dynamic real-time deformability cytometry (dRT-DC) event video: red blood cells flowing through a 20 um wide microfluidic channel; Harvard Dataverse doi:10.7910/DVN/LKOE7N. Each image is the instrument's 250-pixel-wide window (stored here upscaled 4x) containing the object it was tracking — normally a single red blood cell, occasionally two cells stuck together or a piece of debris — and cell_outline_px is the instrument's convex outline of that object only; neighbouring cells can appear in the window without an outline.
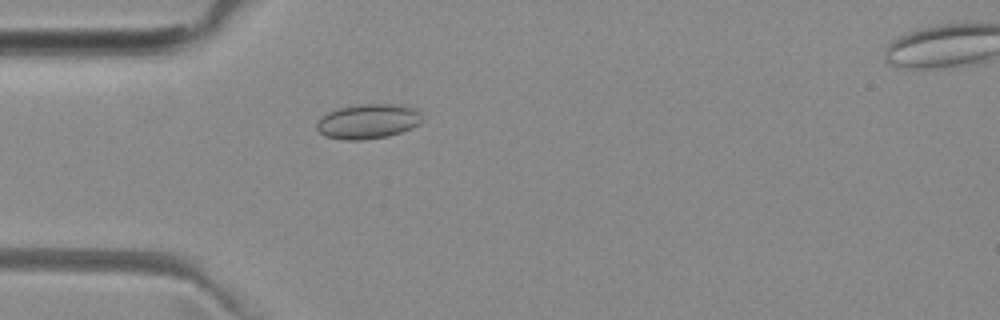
{"species": "common noctule bat (a hibernating species)", "species_latin": "Nyctalus noctula", "temperature_condition": "room temperature", "stored_images_in_passage": 38, "camera_frame_rate_fps": 3000, "um_per_image_px": 0.085, "animal": {"sex": "female", "body_mass_g": 29.2, "forearm_length_mm": 56.3}, "frame": {"image": 1, "passage_image": 1, "time_ms": 0.0, "image_size_px": [1000, 320], "cell_outline_px": [[420, 124], [412, 128], [388, 136], [360, 140], [344, 140], [324, 136], [316, 128], [316, 124], [328, 112], [336, 108], [356, 104], [396, 104], [416, 108], [420, 112]], "centroid_in_image_um": [31.28, 10.31], "position_along_channel_um": 53.7, "area_um2": 21.39}}
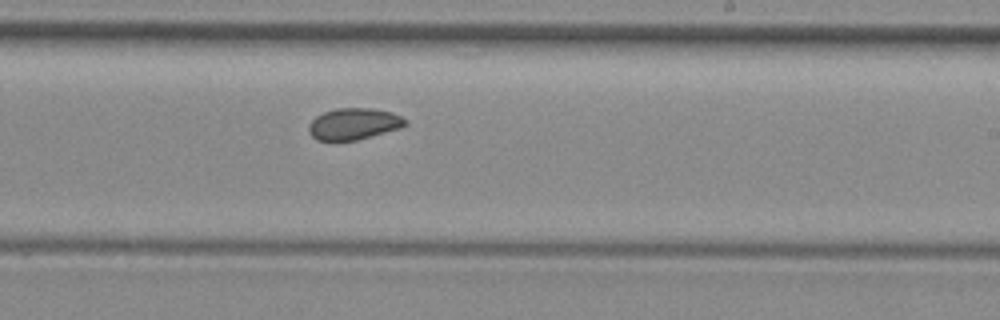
{"frame": {"image": 2, "passage_image": 17, "time_ms": 5.333, "image_size_px": [1000, 320], "cell_outline_px": [[408, 124], [400, 128], [356, 140], [316, 140], [312, 136], [308, 128], [308, 124], [316, 116], [324, 112], [336, 108], [372, 108], [392, 112], [408, 120]], "centroid_in_image_um": [30.08, 10.52], "position_along_channel_um": 258.9, "area_um2": 17.69}}
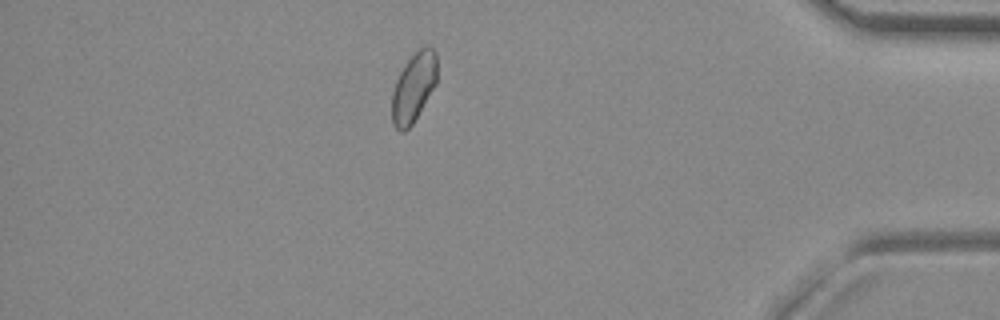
{"frame": {"image": 3, "passage_image": 31, "time_ms": 10.0, "image_size_px": [1000, 320], "cell_outline_px": [[436, 84], [412, 124], [404, 132], [400, 132], [392, 124], [392, 92], [396, 80], [404, 64], [424, 44], [428, 44], [436, 52]], "centroid_in_image_um": [35.15, 7.41], "position_along_channel_um": 400.1, "area_um2": 18.15}, "authors_computed_cell_mechanics": {"area_um2": 18.2648, "velocity_mm_per_s": 3.9717, "shape_relaxation_time_tau1_ms": null, "shape_relaxation_time_tau2_ms": 1.604, "deformation_change_tau1": null, "deformation_change_tau2": 0.0544}}